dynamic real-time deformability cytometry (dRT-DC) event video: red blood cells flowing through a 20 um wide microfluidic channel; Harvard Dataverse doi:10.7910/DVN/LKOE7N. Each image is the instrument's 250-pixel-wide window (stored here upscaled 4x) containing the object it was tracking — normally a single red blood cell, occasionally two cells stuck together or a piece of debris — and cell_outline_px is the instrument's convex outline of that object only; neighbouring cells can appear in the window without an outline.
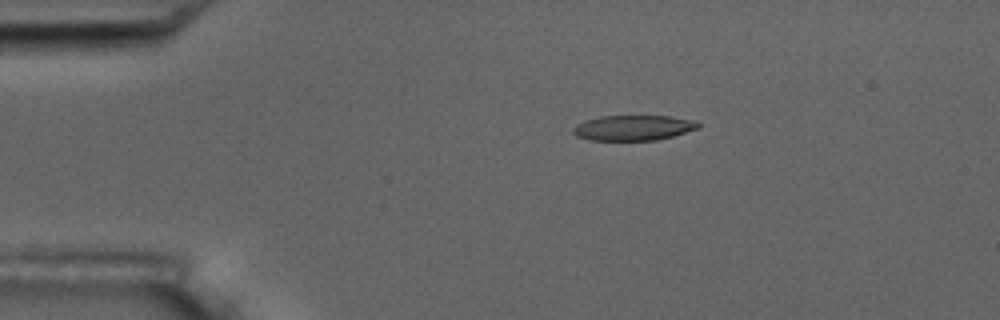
{"species": "common noctule bat (a hibernating species)", "species_latin": "Nyctalus noctula", "temperature_condition": "room temperature", "stored_images_in_passage": 14, "camera_frame_rate_fps": 3000, "um_per_image_px": 0.085, "animal": {"sex": "male", "body_mass_g": 17.5, "forearm_length_mm": 52.3}, "frame": {"image": 1, "passage_image": 1, "time_ms": 0.0, "image_size_px": [1000, 320], "cell_outline_px": [[700, 128], [672, 136], [656, 140], [588, 140], [576, 136], [572, 132], [572, 128], [576, 124], [584, 120], [600, 116], [672, 116], [696, 120], [700, 124]], "centroid_in_image_um": [53.82, 10.86], "position_along_channel_um": 31.2, "area_um2": 18.61}}
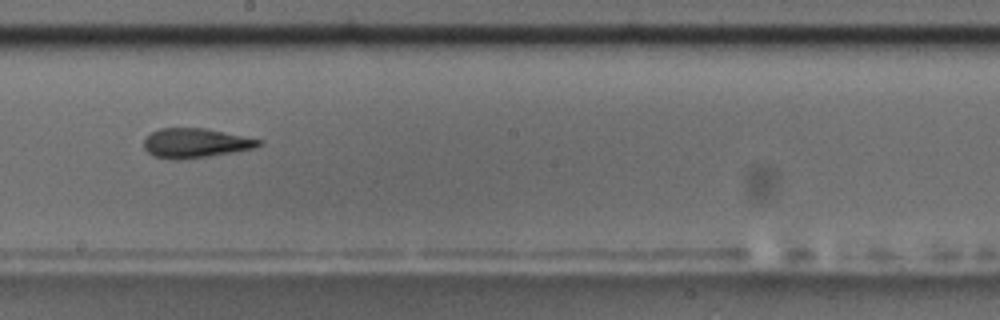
{"frame": {"image": 2, "passage_image": 7, "time_ms": 7.0, "image_size_px": [1000, 320], "cell_outline_px": [[264, 140], [260, 144], [252, 148], [232, 152], [208, 156], [176, 160], [156, 156], [148, 152], [144, 148], [144, 140], [152, 132], [160, 128], [204, 128]], "centroid_in_image_um": [16.6, 12.15], "position_along_channel_um": 231.6, "area_um2": 19.36}}
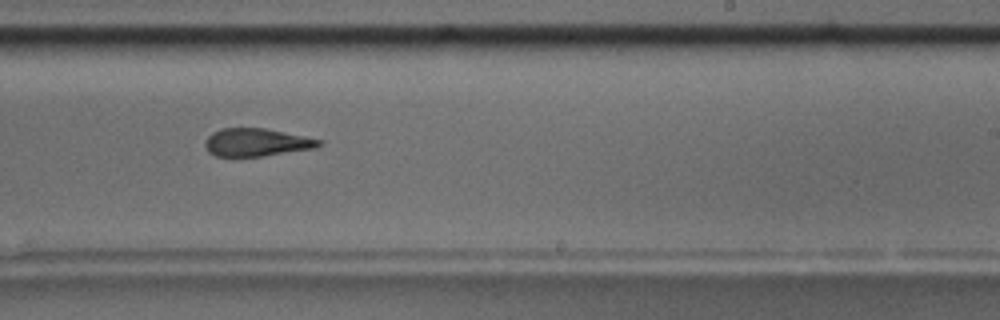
{"frame": {"image": 3, "passage_image": 8, "time_ms": 8.0, "image_size_px": [1000, 320], "cell_outline_px": [[324, 144], [316, 148], [264, 156], [216, 156], [208, 152], [204, 144], [204, 140], [212, 132], [220, 128], [268, 128], [324, 140]], "centroid_in_image_um": [21.84, 12.09], "position_along_channel_um": 267.2, "area_um2": 18.84}, "authors_computed_cell_mechanics": {"area_um2": 19.3341, "velocity_mm_per_s": 3.5722, "shape_relaxation_time_tau1_ms": 4.8566, "shape_relaxation_time_tau2_ms": 2.7425, "deformation_change_tau1": 0.1442, "deformation_change_tau2": 0.1114}}